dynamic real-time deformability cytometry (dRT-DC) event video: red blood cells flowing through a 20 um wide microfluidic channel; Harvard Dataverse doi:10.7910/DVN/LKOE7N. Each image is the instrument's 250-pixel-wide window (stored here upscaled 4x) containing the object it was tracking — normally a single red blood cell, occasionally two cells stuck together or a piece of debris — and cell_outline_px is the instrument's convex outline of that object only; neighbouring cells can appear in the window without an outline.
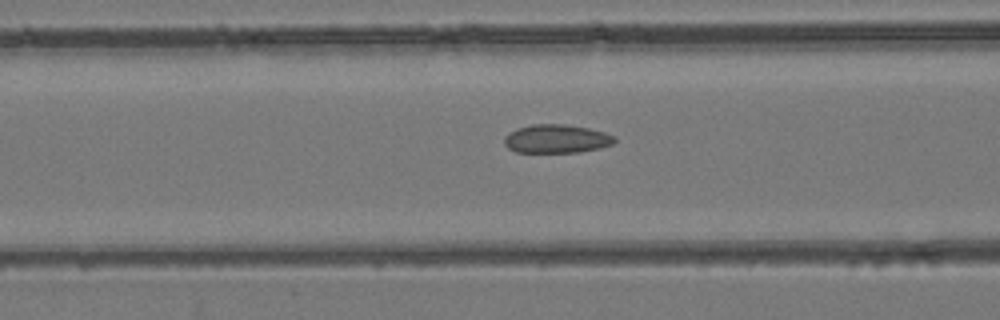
{"species": "common noctule bat (a hibernating species)", "species_latin": "Nyctalus noctula", "temperature_condition": "room temperature", "stored_images_in_passage": 49, "camera_frame_rate_fps": 3000, "um_per_image_px": 0.085, "animal": {"sex": "female", "body_mass_g": 24.6, "forearm_length_mm": 56.2}, "frame": {"image": 1, "passage_image": 20, "time_ms": 6.333, "image_size_px": [1000, 320], "cell_outline_px": [[616, 140], [612, 144], [600, 148], [580, 152], [516, 152], [508, 148], [504, 144], [504, 136], [508, 132], [516, 128], [532, 124], [564, 124], [588, 128], [604, 132], [616, 136]], "centroid_in_image_um": [47.28, 11.79], "position_along_channel_um": 119.3, "area_um2": 18.5}}
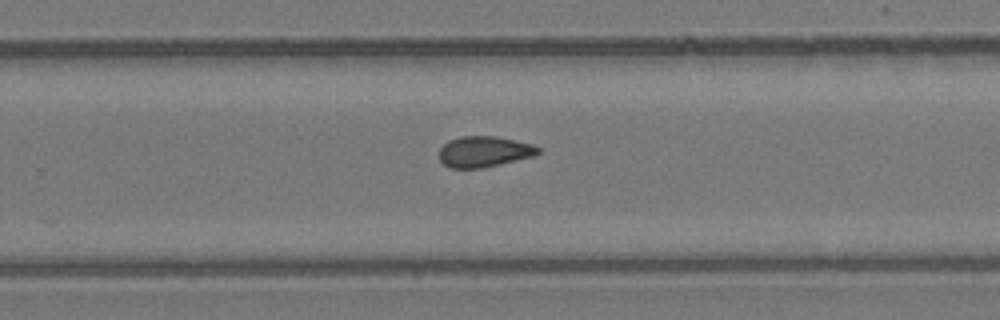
{"frame": {"image": 2, "passage_image": 32, "time_ms": 10.333, "image_size_px": [1000, 320], "cell_outline_px": [[540, 152], [536, 156], [480, 168], [448, 168], [440, 160], [440, 148], [448, 140], [460, 136], [496, 136], [516, 140], [532, 144], [540, 148]], "centroid_in_image_um": [41.16, 12.88], "position_along_channel_um": 288.6, "area_um2": 17.86}}
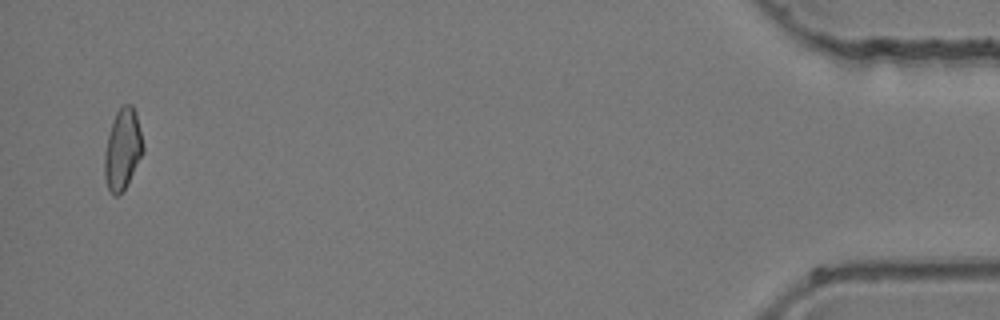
{"frame": {"image": 3, "passage_image": 48, "time_ms": 15.667, "image_size_px": [1000, 320], "cell_outline_px": [[144, 152], [124, 188], [116, 196], [112, 196], [108, 188], [104, 176], [104, 152], [108, 136], [116, 112], [124, 104], [132, 104], [136, 112], [144, 148]], "centroid_in_image_um": [10.42, 12.68], "position_along_channel_um": 424.8, "area_um2": 17.92}}